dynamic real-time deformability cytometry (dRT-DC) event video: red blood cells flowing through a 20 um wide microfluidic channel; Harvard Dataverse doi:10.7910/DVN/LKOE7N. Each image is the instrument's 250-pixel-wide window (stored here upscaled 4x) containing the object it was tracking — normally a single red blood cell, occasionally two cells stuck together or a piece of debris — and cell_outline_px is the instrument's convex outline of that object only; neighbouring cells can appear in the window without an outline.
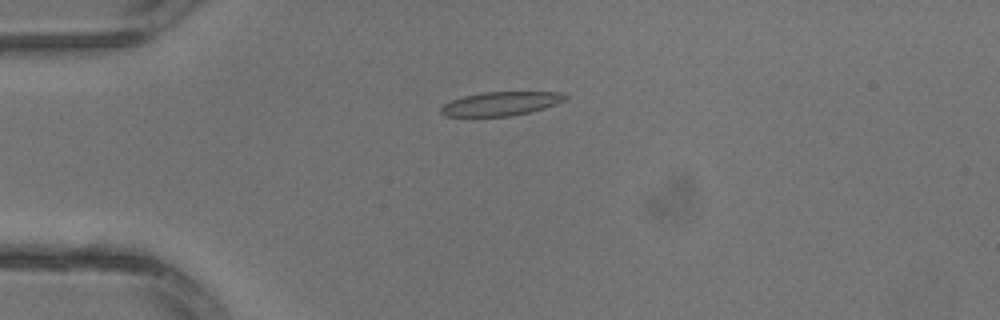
{"species": "common noctule bat (a hibernating species)", "species_latin": "Nyctalus noctula", "temperature_condition": "warm", "stored_images_in_passage": 4, "camera_frame_rate_fps": 3000, "um_per_image_px": 0.085, "animal": {"sex": "male", "body_mass_g": 13.3}, "frame": {"image": 1, "passage_image": 4, "time_ms": 1.0, "image_size_px": [1000, 320], "cell_outline_px": [[568, 96], [564, 100], [556, 104], [544, 108], [528, 112], [508, 116], [444, 116], [440, 112], [440, 108], [444, 104], [452, 100], [464, 96], [484, 92], [556, 92]], "centroid_in_image_um": [42.53, 8.81], "position_along_channel_um": 42.5, "area_um2": 16.99}}